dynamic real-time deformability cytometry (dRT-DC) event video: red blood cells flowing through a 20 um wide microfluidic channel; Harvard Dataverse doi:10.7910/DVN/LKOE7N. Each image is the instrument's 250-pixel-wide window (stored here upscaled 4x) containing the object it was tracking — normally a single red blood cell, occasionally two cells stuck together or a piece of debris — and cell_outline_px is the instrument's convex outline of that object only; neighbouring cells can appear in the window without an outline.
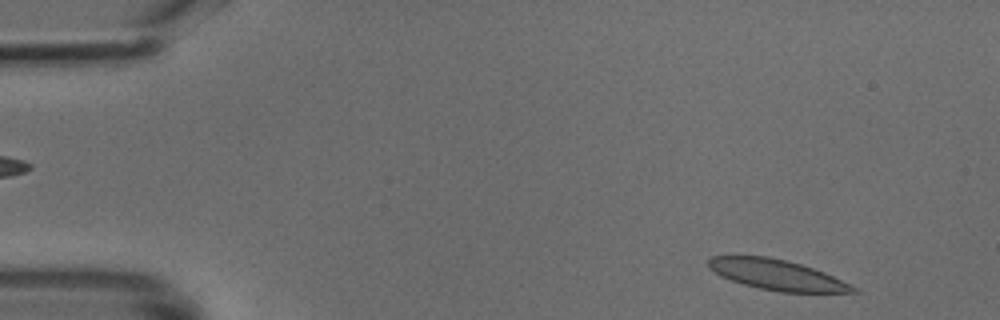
{"species": "common noctule bat (a hibernating species)", "species_latin": "Nyctalus noctula", "temperature_condition": "cold", "stored_images_in_passage": 46, "camera_frame_rate_fps": 3000, "um_per_image_px": 0.085, "animal": {"sex": "male", "body_mass_g": 18.8}, "frame": {"image": 1, "passage_image": 2, "time_ms": 0.333, "image_size_px": [1000, 320], "cell_outline_px": [[860, 292], [780, 292], [760, 288], [744, 284], [720, 276], [708, 268], [708, 256], [768, 256], [800, 264], [824, 272], [856, 288]], "centroid_in_image_um": [65.97, 23.35], "position_along_channel_um": 19.0, "area_um2": 25.2}}
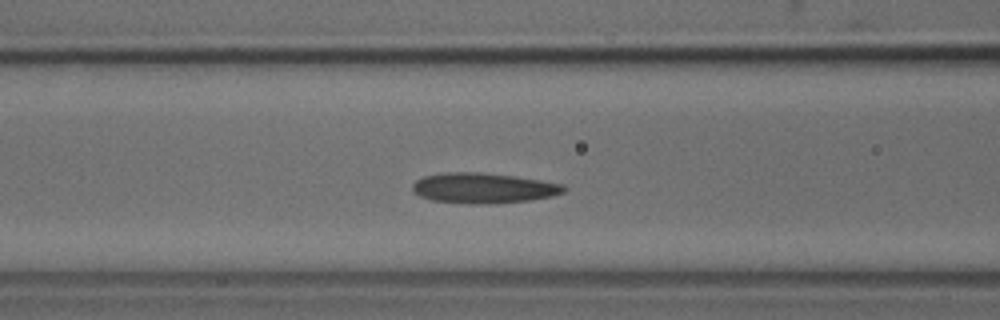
{"frame": {"image": 2, "passage_image": 17, "time_ms": 5.333, "image_size_px": [1000, 320], "cell_outline_px": [[568, 188], [564, 192], [552, 196], [528, 200], [492, 204], [432, 200], [420, 196], [412, 188], [412, 184], [416, 180], [424, 176], [444, 172], [480, 172], [516, 176], [564, 184]], "centroid_in_image_um": [41.13, 15.96], "position_along_channel_um": 125.5, "area_um2": 26.53}}
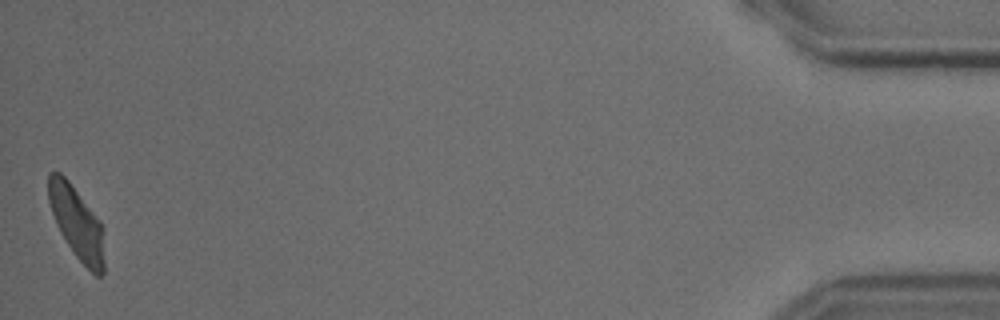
{"frame": {"image": 3, "passage_image": 46, "time_ms": 15.0, "image_size_px": [1000, 320], "cell_outline_px": [[104, 272], [100, 276], [96, 276], [76, 256], [60, 232], [56, 224], [48, 200], [48, 172], [60, 172], [68, 180], [100, 220], [104, 228]], "centroid_in_image_um": [6.55, 18.93], "position_along_channel_um": 428.7, "area_um2": 23.58}}